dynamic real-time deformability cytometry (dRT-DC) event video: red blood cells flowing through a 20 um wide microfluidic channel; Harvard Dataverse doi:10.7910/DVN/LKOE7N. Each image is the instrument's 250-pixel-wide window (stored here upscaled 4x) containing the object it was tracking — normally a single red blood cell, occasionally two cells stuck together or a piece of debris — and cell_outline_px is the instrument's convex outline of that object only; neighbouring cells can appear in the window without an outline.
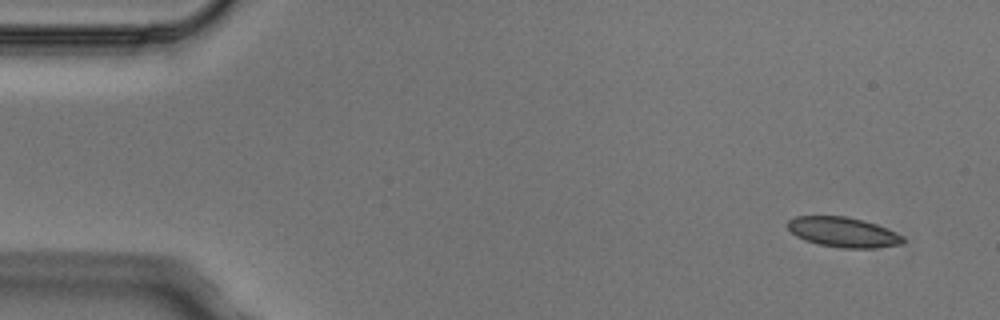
{"species": "Egyptian fruit bat (a non-hibernating species)", "species_latin": "Rousettus aegyptiacus", "temperature_condition": "cold", "stored_images_in_passage": 4, "camera_frame_rate_fps": 3000, "um_per_image_px": 0.085, "animal": {"sex": "male"}, "frame": {"image": 1, "passage_image": 1, "time_ms": 0.0, "image_size_px": [1000, 320], "cell_outline_px": [[904, 244], [876, 248], [840, 248], [820, 244], [804, 240], [796, 236], [788, 228], [788, 220], [796, 216], [844, 216], [864, 220], [876, 224], [896, 232], [904, 236]], "centroid_in_image_um": [71.7, 19.74], "position_along_channel_um": 13.3, "area_um2": 20.23}}
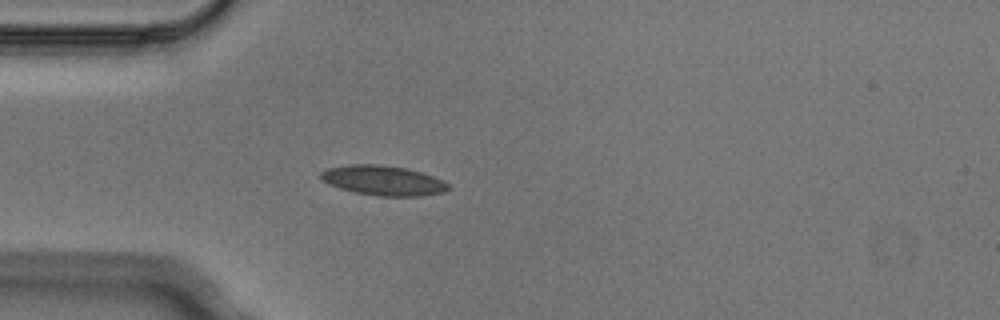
{"frame": {"image": 2, "passage_image": 4, "time_ms": 1.0, "image_size_px": [1000, 320], "cell_outline_px": [[452, 188], [444, 192], [420, 196], [380, 196], [356, 192], [340, 188], [328, 184], [320, 176], [320, 172], [328, 168], [348, 164], [380, 164], [404, 168], [420, 172], [444, 180]], "centroid_in_image_um": [32.59, 15.34], "position_along_channel_um": 52.4, "area_um2": 22.08}}